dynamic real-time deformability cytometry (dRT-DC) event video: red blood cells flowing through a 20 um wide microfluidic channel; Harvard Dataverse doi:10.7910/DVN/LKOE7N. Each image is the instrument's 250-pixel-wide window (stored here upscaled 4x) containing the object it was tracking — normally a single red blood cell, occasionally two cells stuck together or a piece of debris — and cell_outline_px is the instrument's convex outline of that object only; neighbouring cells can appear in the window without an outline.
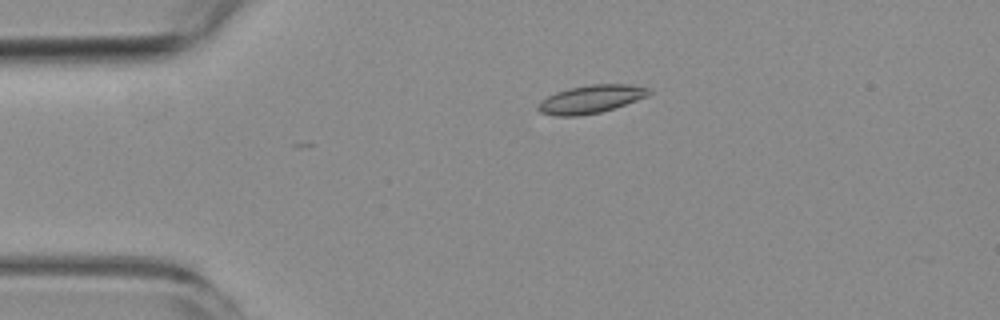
{"species": "common noctule bat (a hibernating species)", "species_latin": "Nyctalus noctula", "temperature_condition": "room temperature", "stored_images_in_passage": 5, "camera_frame_rate_fps": 3000, "um_per_image_px": 0.085, "animal": {"sex": "female", "body_mass_g": 19.3, "forearm_length_mm": 54.1}, "frame": {"image": 1, "passage_image": 4, "time_ms": 3.333, "image_size_px": [1000, 320], "cell_outline_px": [[652, 92], [648, 96], [600, 112], [580, 116], [556, 116], [540, 112], [536, 108], [540, 100], [556, 92], [568, 88], [588, 84], [628, 84], [652, 88]], "centroid_in_image_um": [50.22, 8.42], "position_along_channel_um": 34.8, "area_um2": 18.21}}